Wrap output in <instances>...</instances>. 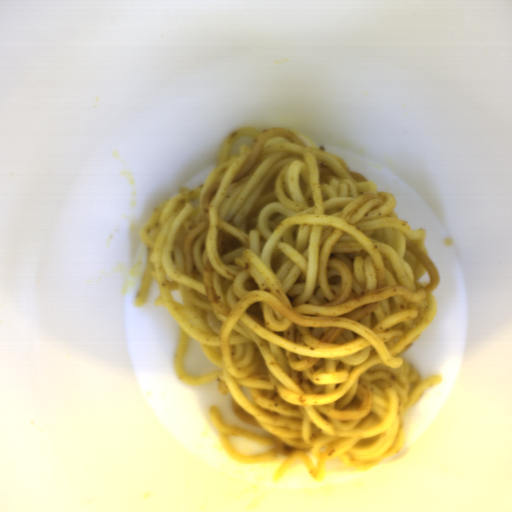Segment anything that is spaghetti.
<instances>
[{
    "label": "spaghetti",
    "instance_id": "1",
    "mask_svg": "<svg viewBox=\"0 0 512 512\" xmlns=\"http://www.w3.org/2000/svg\"><path fill=\"white\" fill-rule=\"evenodd\" d=\"M392 192L349 169L303 132L233 129L196 189L181 186L139 230L146 267L134 306L153 278L181 327L177 377L218 380L234 415L269 432L208 415L225 454L239 464L297 459L322 482L328 460L377 468L403 449L404 415L443 374L423 380L403 356L437 316L440 272L426 229L395 213ZM219 369H183L188 341ZM271 446L235 450L230 436Z\"/></svg>",
    "mask_w": 512,
    "mask_h": 512
}]
</instances>
